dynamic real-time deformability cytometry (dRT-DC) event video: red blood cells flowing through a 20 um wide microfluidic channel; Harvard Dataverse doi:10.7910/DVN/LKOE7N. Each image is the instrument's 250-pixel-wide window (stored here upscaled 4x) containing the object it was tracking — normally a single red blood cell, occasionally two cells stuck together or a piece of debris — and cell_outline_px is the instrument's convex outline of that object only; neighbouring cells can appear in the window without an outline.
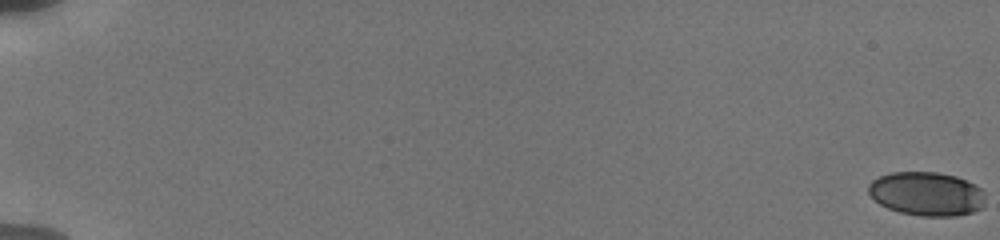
{"species": "human", "species_latin": "Homo sapiens", "temperature_condition": "cold", "stored_images_in_passage": 26, "camera_frame_rate_fps": 3000, "um_per_image_px": 0.085, "donor": {"sex": "male"}, "frame": {"image": 1, "passage_image": 1, "time_ms": 0.0, "image_size_px": [1000, 240], "cell_outline_px": [[984, 204], [980, 208], [972, 212], [956, 216], [920, 216], [900, 212], [888, 208], [880, 204], [868, 192], [868, 184], [872, 180], [880, 176], [892, 172], [936, 172], [956, 176], [980, 188], [984, 192]], "centroid_in_image_um": [78.75, 16.47], "position_along_channel_um": 6.2, "area_um2": 29.71}}
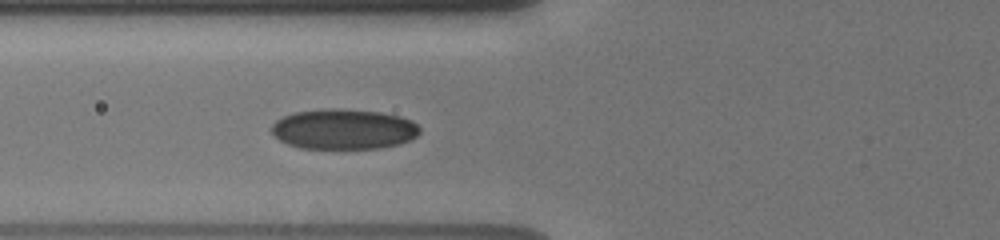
{"frame": {"image": 2, "passage_image": 15, "time_ms": 8.0, "image_size_px": [1000, 240], "cell_outline_px": [[420, 132], [412, 140], [400, 144], [380, 148], [300, 148], [288, 144], [272, 136], [272, 124], [276, 120], [284, 116], [296, 112], [324, 108], [340, 108], [380, 112], [400, 116], [412, 120], [420, 128]], "centroid_in_image_um": [29.22, 10.97], "position_along_channel_um": 96.6, "area_um2": 35.03}}
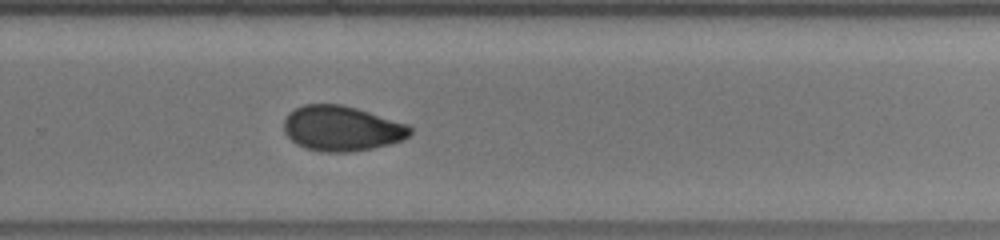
{"frame": {"image": 3, "passage_image": 26, "time_ms": 13.333, "image_size_px": [1000, 240], "cell_outline_px": [[412, 132], [408, 136], [400, 140], [388, 144], [372, 148], [352, 152], [320, 152], [304, 148], [296, 144], [284, 132], [284, 120], [288, 112], [304, 104], [340, 104], [356, 108], [408, 124], [412, 128]], "centroid_in_image_um": [29.01, 10.92], "position_along_channel_um": 300.8, "area_um2": 33.23}}